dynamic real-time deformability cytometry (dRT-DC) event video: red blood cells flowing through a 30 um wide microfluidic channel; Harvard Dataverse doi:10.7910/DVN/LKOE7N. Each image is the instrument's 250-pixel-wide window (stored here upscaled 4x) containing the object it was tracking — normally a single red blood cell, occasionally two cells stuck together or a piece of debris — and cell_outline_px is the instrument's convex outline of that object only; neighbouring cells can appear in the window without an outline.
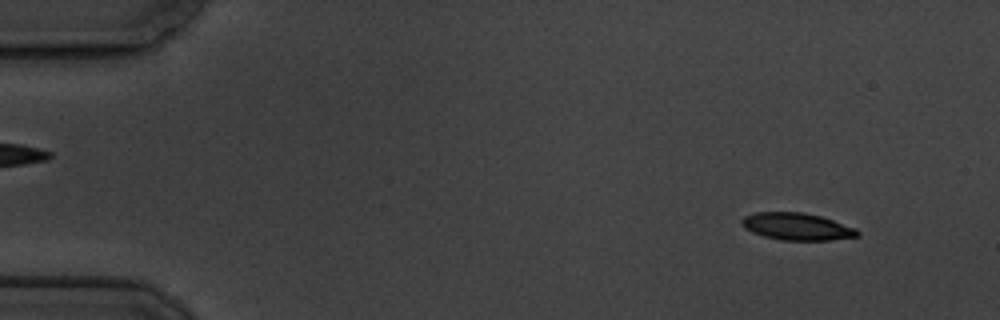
{"species": "common noctule bat (a hibernating species)", "species_latin": "Nyctalus noctula", "temperature_condition": "cold", "stored_images_in_passage": 5, "camera_frame_rate_fps": 3000, "um_per_image_px": 0.085, "animal": {"sex": "male", "body_mass_g": 19.5, "forearm_length_mm": 54.6}, "frame": {"image": 1, "passage_image": 1, "time_ms": 0.0, "image_size_px": [1000, 320], "cell_outline_px": [[860, 236], [832, 240], [780, 240], [764, 236], [752, 232], [744, 228], [740, 220], [744, 216], [756, 212], [804, 212], [820, 216], [856, 228], [860, 232]], "centroid_in_image_um": [67.74, 19.26], "position_along_channel_um": 17.3, "area_um2": 18.38}}
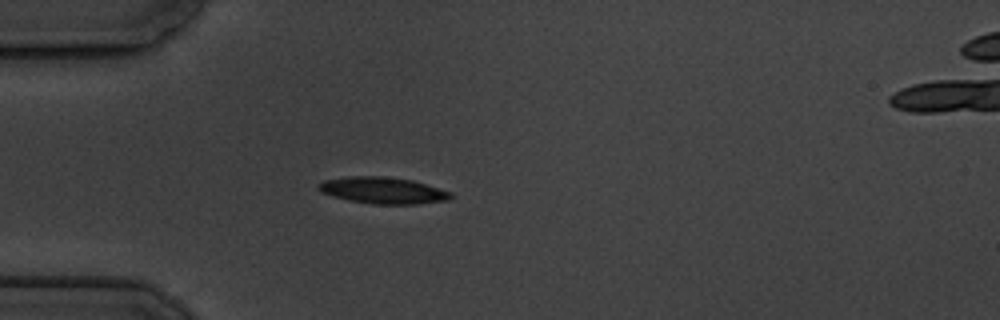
{"frame": {"image": 2, "passage_image": 4, "time_ms": 3.667, "image_size_px": [1000, 320], "cell_outline_px": [[452, 196], [448, 200], [416, 204], [372, 204], [348, 200], [332, 196], [320, 192], [316, 188], [316, 184], [324, 180], [348, 176], [384, 176], [412, 180], [452, 192]], "centroid_in_image_um": [32.49, 16.18], "position_along_channel_um": 52.5, "area_um2": 20.58}}